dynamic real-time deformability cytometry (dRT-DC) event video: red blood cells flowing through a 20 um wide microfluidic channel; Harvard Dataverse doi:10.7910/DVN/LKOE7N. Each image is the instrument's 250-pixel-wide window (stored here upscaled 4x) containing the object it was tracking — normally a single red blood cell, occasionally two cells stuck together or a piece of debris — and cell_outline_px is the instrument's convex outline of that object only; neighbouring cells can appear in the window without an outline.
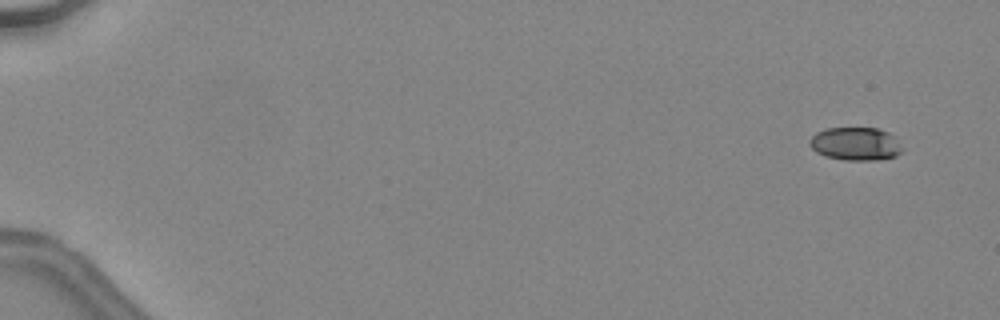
{"species": "common noctule bat (a hibernating species)", "species_latin": "Nyctalus noctula", "temperature_condition": "warm", "stored_images_in_passage": 49, "camera_frame_rate_fps": 3000, "um_per_image_px": 0.085, "animal": {"sex": "female", "body_mass_g": 24.6, "forearm_length_mm": 56.2}, "frame": {"image": 1, "passage_image": 4, "time_ms": 1.0, "image_size_px": [1000, 320], "cell_outline_px": [[900, 152], [896, 156], [880, 160], [844, 160], [824, 156], [816, 152], [808, 144], [808, 140], [816, 132], [828, 128], [876, 128], [888, 132], [900, 144]], "centroid_in_image_um": [72.67, 12.23], "position_along_channel_um": 12.3, "area_um2": 17.86}}
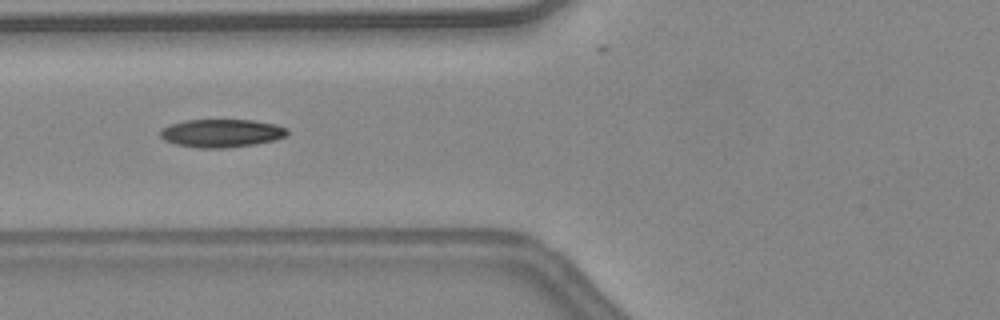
{"frame": {"image": 2, "passage_image": 22, "time_ms": 7.0, "image_size_px": [1000, 320], "cell_outline_px": [[288, 136], [276, 140], [256, 144], [224, 148], [196, 148], [176, 144], [164, 140], [160, 136], [160, 128], [168, 124], [184, 120], [252, 120], [276, 124], [288, 128]], "centroid_in_image_um": [18.83, 11.32], "position_along_channel_um": 107.0, "area_um2": 21.15}}
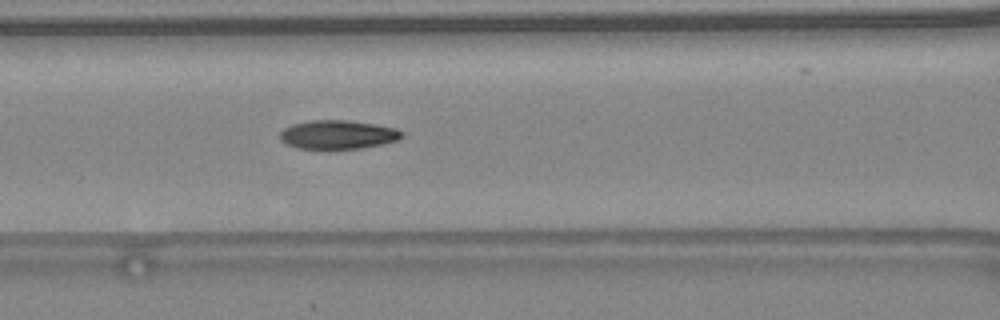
{"frame": {"image": 3, "passage_image": 24, "time_ms": 7.667, "image_size_px": [1000, 320], "cell_outline_px": [[404, 136], [396, 140], [384, 144], [360, 148], [296, 148], [284, 144], [280, 140], [280, 132], [284, 128], [292, 124], [308, 120], [348, 120], [376, 124], [396, 128], [404, 132]], "centroid_in_image_um": [28.71, 11.43], "position_along_channel_um": 137.9, "area_um2": 20.58}, "authors_computed_cell_mechanics": {"area_um2": 20.2878, "velocity_mm_per_s": 4.5722, "shape_relaxation_time_tau1_ms": 7.2751, "shape_relaxation_time_tau2_ms": 2.1698, "deformation_change_tau1": 0.2296, "deformation_change_tau2": 0.0869}}